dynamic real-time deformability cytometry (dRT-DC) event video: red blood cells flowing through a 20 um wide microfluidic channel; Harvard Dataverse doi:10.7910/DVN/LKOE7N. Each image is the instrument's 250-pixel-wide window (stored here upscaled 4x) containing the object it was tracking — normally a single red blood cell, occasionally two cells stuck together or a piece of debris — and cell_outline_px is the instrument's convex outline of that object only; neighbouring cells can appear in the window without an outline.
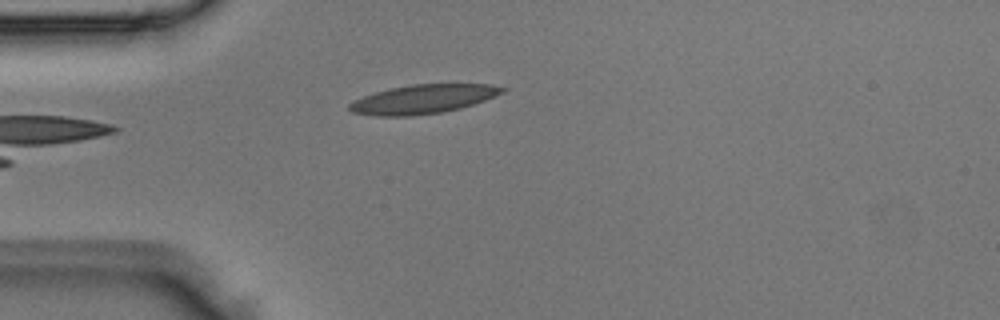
{"species": "Egyptian fruit bat (a non-hibernating species)", "species_latin": "Rousettus aegyptiacus", "temperature_condition": "room temperature", "stored_images_in_passage": 5, "camera_frame_rate_fps": 3000, "um_per_image_px": 0.085, "animal": {"sex": "male"}, "frame": {"image": 1, "passage_image": 5, "time_ms": 1.333, "image_size_px": [1000, 320], "cell_outline_px": [[508, 88], [504, 92], [484, 100], [460, 108], [444, 112], [408, 116], [376, 116], [352, 112], [348, 108], [348, 104], [352, 100], [376, 92], [392, 88], [412, 84], [492, 84]], "centroid_in_image_um": [35.95, 8.42], "position_along_channel_um": 49.0, "area_um2": 25.72}}